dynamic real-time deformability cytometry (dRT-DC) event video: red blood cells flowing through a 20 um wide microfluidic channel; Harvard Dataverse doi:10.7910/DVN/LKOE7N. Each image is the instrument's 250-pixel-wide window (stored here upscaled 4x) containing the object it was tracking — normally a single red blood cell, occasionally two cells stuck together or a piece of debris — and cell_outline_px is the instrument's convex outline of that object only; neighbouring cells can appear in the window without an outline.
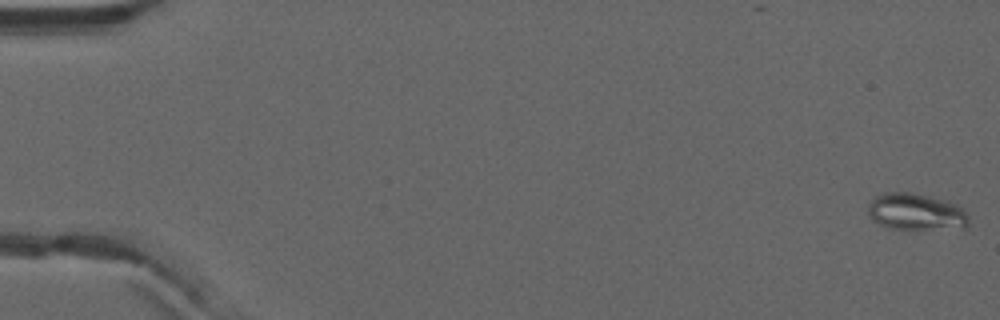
{"species": "common noctule bat (a hibernating species)", "species_latin": "Nyctalus noctula", "temperature_condition": "warm", "stored_images_in_passage": 53, "camera_frame_rate_fps": 3000, "um_per_image_px": 0.085, "animal": {"sex": "male", "forearm_length_mm": 52.5}, "frame": {"image": 1, "passage_image": 1, "time_ms": 0.0, "image_size_px": [1000, 320], "cell_outline_px": [[968, 224], [964, 228], [888, 228], [872, 220], [868, 212], [868, 204], [876, 196], [884, 192], [908, 192], [948, 200], [964, 208], [968, 216]], "centroid_in_image_um": [77.86, 17.99], "position_along_channel_um": 7.1, "area_um2": 21.44}}
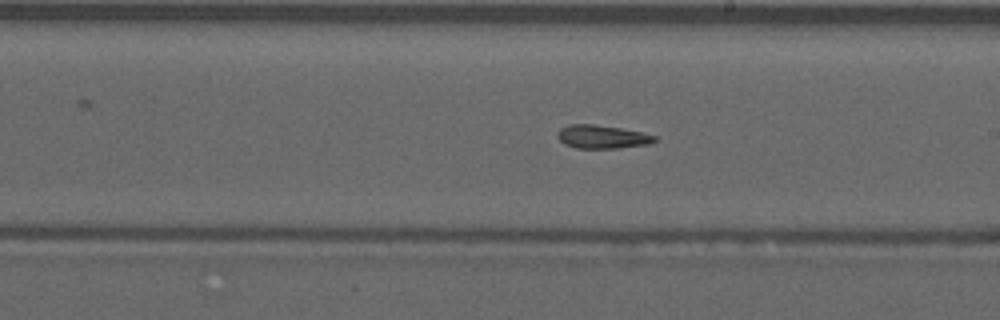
{"frame": {"image": 2, "passage_image": 31, "time_ms": 10.0, "image_size_px": [1000, 320], "cell_outline_px": [[656, 140], [648, 144], [616, 148], [576, 148], [564, 144], [556, 136], [560, 128], [568, 124], [592, 124], [620, 128], [640, 132], [656, 136]], "centroid_in_image_um": [51.13, 11.62], "position_along_channel_um": 237.9, "area_um2": 13.12}}
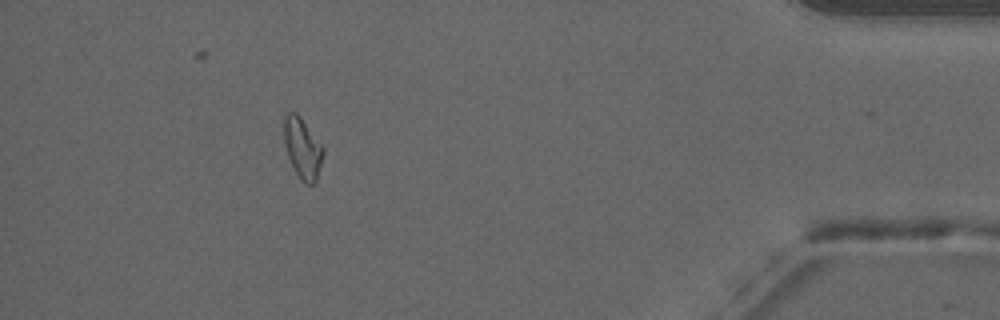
{"frame": {"image": 3, "passage_image": 48, "time_ms": 15.667, "image_size_px": [1000, 320], "cell_outline_px": [[324, 152], [316, 180], [312, 184], [308, 184], [300, 180], [288, 156], [284, 144], [284, 116], [288, 112], [296, 112], [300, 116], [324, 148]], "centroid_in_image_um": [25.7, 12.58], "position_along_channel_um": 409.5, "area_um2": 13.64}, "authors_computed_cell_mechanics": {"area_um2": 13.9298, "velocity_mm_per_s": 3.965, "shape_relaxation_time_tau1_ms": null, "shape_relaxation_time_tau2_ms": 8.2748, "deformation_change_tau1": null, "deformation_change_tau2": 0.1922}}